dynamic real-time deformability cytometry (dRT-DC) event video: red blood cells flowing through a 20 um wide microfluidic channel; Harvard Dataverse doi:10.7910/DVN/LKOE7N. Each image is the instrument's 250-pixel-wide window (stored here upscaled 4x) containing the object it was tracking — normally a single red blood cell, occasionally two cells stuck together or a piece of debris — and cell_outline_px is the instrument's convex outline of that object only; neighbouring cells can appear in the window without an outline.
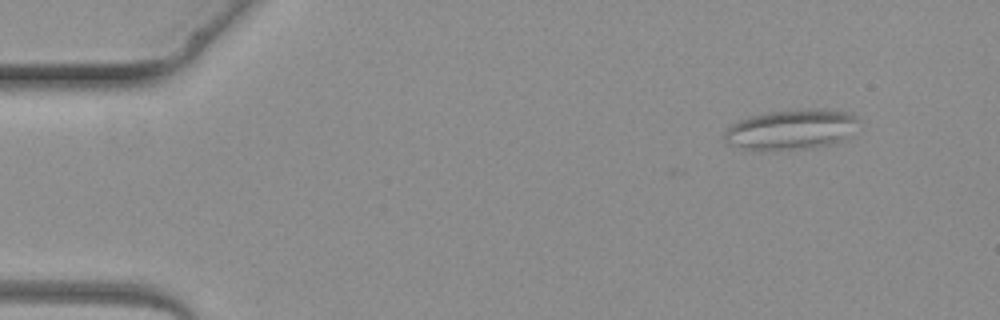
{"species": "common noctule bat (a hibernating species)", "species_latin": "Nyctalus noctula", "temperature_condition": "warm", "stored_images_in_passage": 5, "camera_frame_rate_fps": 3000, "um_per_image_px": 0.085, "animal": {"sex": "female", "body_mass_g": 19.3, "forearm_length_mm": 54.1}, "frame": {"image": 1, "passage_image": 2, "time_ms": 1.0, "image_size_px": [1000, 320], "cell_outline_px": [[860, 120], [848, 140], [832, 144], [812, 148], [768, 152], [744, 152], [728, 144], [724, 140], [724, 132], [732, 124], [748, 116], [764, 112], [816, 108], [852, 112]], "centroid_in_image_um": [67.23, 11.05], "position_along_channel_um": 17.8, "area_um2": 32.95}}